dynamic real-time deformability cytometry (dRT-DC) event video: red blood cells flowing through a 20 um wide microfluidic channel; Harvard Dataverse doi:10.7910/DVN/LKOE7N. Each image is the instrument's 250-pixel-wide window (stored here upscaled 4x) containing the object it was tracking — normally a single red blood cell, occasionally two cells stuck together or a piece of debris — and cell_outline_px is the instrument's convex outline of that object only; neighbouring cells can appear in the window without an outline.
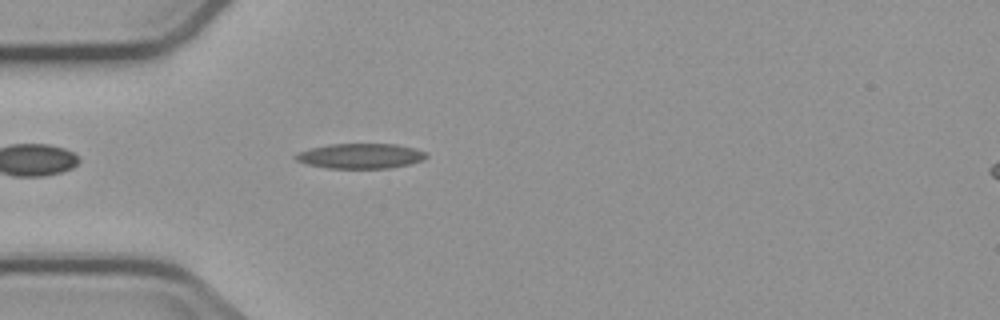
{"species": "common noctule bat (a hibernating species)", "species_latin": "Nyctalus noctula", "temperature_condition": "cold", "stored_images_in_passage": 3, "camera_frame_rate_fps": 3000, "um_per_image_px": 0.085, "animal": {"sex": "male", "body_mass_g": 23.1, "forearm_length_mm": 52.7}, "frame": {"image": 1, "passage_image": 3, "time_ms": 3.333, "image_size_px": [1000, 320], "cell_outline_px": [[428, 156], [420, 160], [408, 164], [388, 168], [328, 168], [308, 164], [296, 160], [292, 156], [296, 152], [328, 144], [396, 144], [428, 152]], "centroid_in_image_um": [30.6, 13.25], "position_along_channel_um": 54.4, "area_um2": 18.96}}